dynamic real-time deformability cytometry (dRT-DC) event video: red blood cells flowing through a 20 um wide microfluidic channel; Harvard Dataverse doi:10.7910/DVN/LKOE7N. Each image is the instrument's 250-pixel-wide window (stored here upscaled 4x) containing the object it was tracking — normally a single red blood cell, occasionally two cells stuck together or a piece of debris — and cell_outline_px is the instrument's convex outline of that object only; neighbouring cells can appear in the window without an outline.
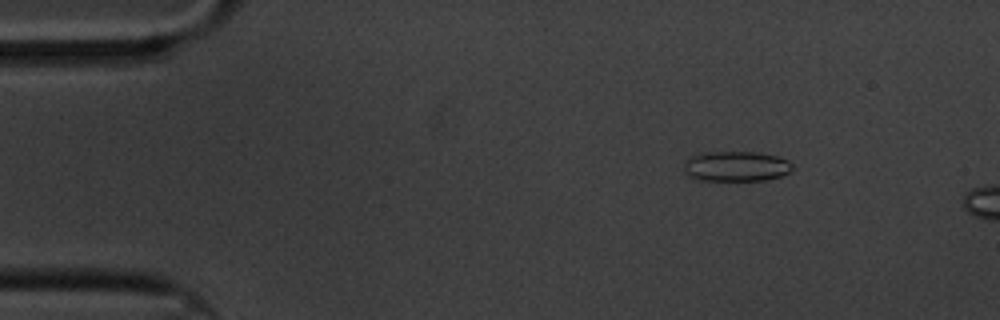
{"species": "common noctule bat (a hibernating species)", "species_latin": "Nyctalus noctula", "temperature_condition": "cold", "stored_images_in_passage": 6, "camera_frame_rate_fps": 3000, "um_per_image_px": 0.085, "animal": {"sex": "male", "body_mass_g": 20.1, "forearm_length_mm": 53.5}, "frame": {"image": 1, "passage_image": 1, "time_ms": 0.0, "image_size_px": [1000, 320], "cell_outline_px": [[792, 168], [788, 172], [780, 176], [768, 180], [700, 180], [688, 176], [684, 172], [684, 164], [692, 156], [708, 152], [756, 152], [776, 156], [788, 160], [792, 164]], "centroid_in_image_um": [62.57, 14.14], "position_along_channel_um": 22.4, "area_um2": 18.9}}